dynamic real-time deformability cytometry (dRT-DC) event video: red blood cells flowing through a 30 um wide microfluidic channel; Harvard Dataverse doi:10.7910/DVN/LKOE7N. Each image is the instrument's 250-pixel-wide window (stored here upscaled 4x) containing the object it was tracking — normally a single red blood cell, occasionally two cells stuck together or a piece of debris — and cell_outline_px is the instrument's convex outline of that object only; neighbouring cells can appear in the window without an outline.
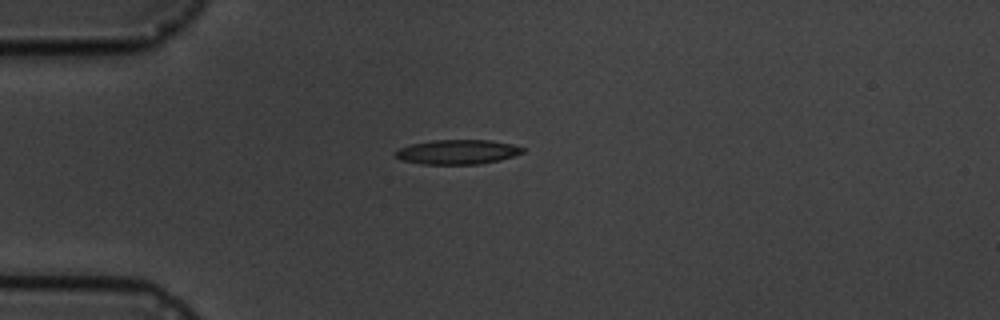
{"species": "common noctule bat (a hibernating species)", "species_latin": "Nyctalus noctula", "temperature_condition": "cold", "stored_images_in_passage": 5, "camera_frame_rate_fps": 3000, "um_per_image_px": 0.085, "animal": {"sex": "male", "body_mass_g": 19.5, "forearm_length_mm": 54.6}, "frame": {"image": 1, "passage_image": 1, "time_ms": 0.0, "image_size_px": [1000, 320], "cell_outline_px": [[524, 152], [500, 160], [480, 164], [420, 164], [400, 160], [396, 156], [396, 152], [400, 148], [412, 144], [432, 140], [488, 140], [512, 144], [524, 148]], "centroid_in_image_um": [38.88, 12.92], "position_along_channel_um": 46.1, "area_um2": 18.09}}
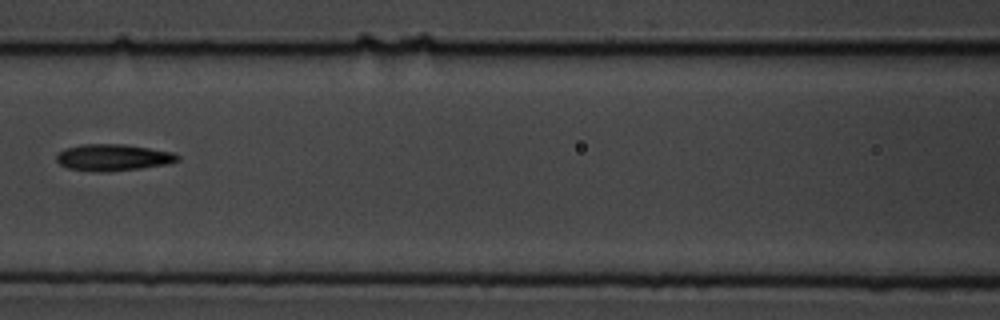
{"frame": {"image": 2, "passage_image": 4, "time_ms": 3.667, "image_size_px": [1000, 320], "cell_outline_px": [[180, 160], [168, 164], [140, 168], [108, 172], [96, 172], [68, 168], [60, 164], [56, 160], [56, 156], [64, 148], [80, 144], [124, 144], [172, 152], [180, 156]], "centroid_in_image_um": [9.6, 13.38], "position_along_channel_um": 157.0, "area_um2": 18.84}}
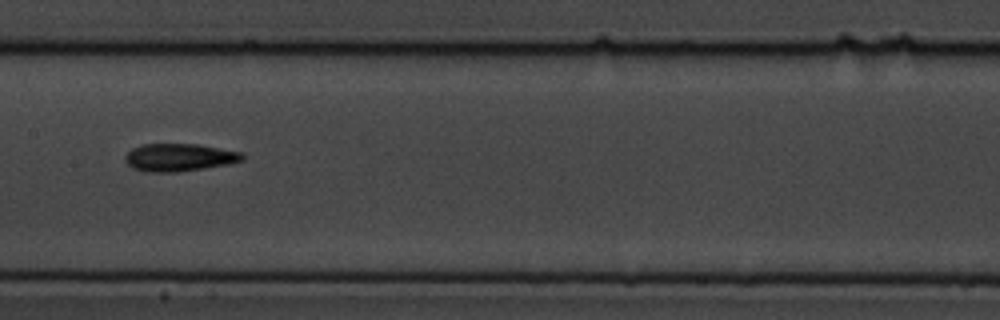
{"frame": {"image": 3, "passage_image": 5, "time_ms": 4.667, "image_size_px": [1000, 320], "cell_outline_px": [[244, 160], [228, 164], [180, 172], [144, 172], [132, 168], [124, 160], [124, 156], [132, 148], [144, 144], [196, 144], [240, 152], [244, 156]], "centroid_in_image_um": [15.19, 13.39], "position_along_channel_um": 192.2, "area_um2": 18.9}}